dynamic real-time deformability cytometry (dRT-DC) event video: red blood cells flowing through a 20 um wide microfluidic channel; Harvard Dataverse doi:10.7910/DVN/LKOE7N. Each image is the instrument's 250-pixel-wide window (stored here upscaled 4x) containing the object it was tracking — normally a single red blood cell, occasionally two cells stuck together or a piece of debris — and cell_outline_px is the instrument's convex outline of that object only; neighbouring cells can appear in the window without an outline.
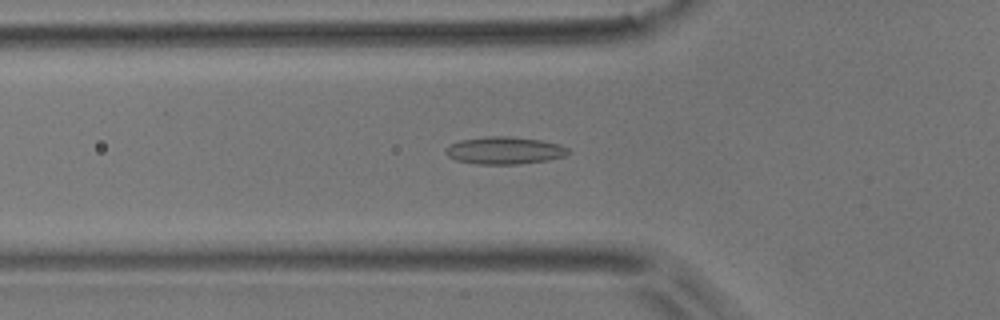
{"species": "common noctule bat (a hibernating species)", "species_latin": "Nyctalus noctula", "temperature_condition": "room temperature", "stored_images_in_passage": 34, "camera_frame_rate_fps": 3000, "um_per_image_px": 0.085, "animal": {"sex": "male", "body_mass_g": 17.9}, "frame": {"image": 1, "passage_image": 5, "time_ms": 1.333, "image_size_px": [1000, 320], "cell_outline_px": [[572, 152], [564, 156], [548, 160], [520, 164], [476, 164], [456, 160], [448, 156], [444, 152], [452, 144], [460, 140], [484, 136], [508, 136], [540, 140], [560, 144], [568, 148]], "centroid_in_image_um": [42.91, 12.79], "position_along_channel_um": 82.9, "area_um2": 19.59}}
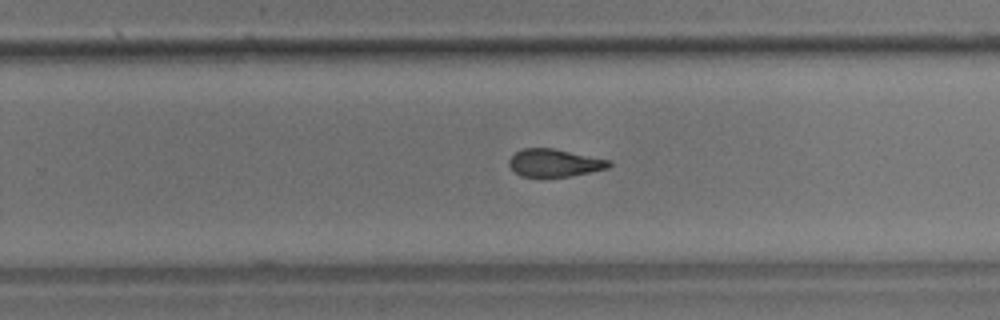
{"frame": {"image": 2, "passage_image": 21, "time_ms": 6.667, "image_size_px": [1000, 320], "cell_outline_px": [[612, 164], [608, 168], [572, 176], [520, 176], [508, 164], [508, 160], [516, 152], [524, 148], [552, 148], [612, 160]], "centroid_in_image_um": [47.16, 13.84], "position_along_channel_um": 282.6, "area_um2": 16.01}}
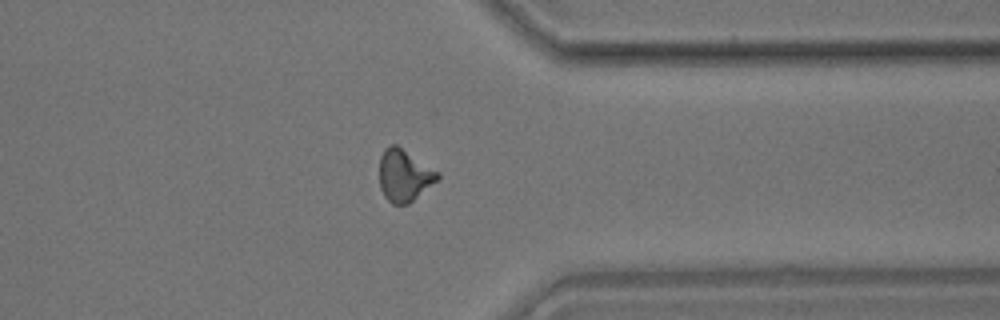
{"frame": {"image": 3, "passage_image": 29, "time_ms": 9.333, "image_size_px": [1000, 320], "cell_outline_px": [[440, 176], [436, 180], [408, 204], [392, 204], [384, 196], [380, 188], [380, 156], [384, 148], [392, 144], [396, 144], [440, 172]], "centroid_in_image_um": [34.34, 14.89], "position_along_channel_um": 377.1, "area_um2": 17.46}, "authors_computed_cell_mechanics": {"area_um2": 17.3111, "velocity_mm_per_s": 3.7367, "shape_relaxation_time_tau1_ms": 6.1344, "shape_relaxation_time_tau2_ms": 1.722, "deformation_change_tau1": 0.1513, "deformation_change_tau2": 0.0819}}